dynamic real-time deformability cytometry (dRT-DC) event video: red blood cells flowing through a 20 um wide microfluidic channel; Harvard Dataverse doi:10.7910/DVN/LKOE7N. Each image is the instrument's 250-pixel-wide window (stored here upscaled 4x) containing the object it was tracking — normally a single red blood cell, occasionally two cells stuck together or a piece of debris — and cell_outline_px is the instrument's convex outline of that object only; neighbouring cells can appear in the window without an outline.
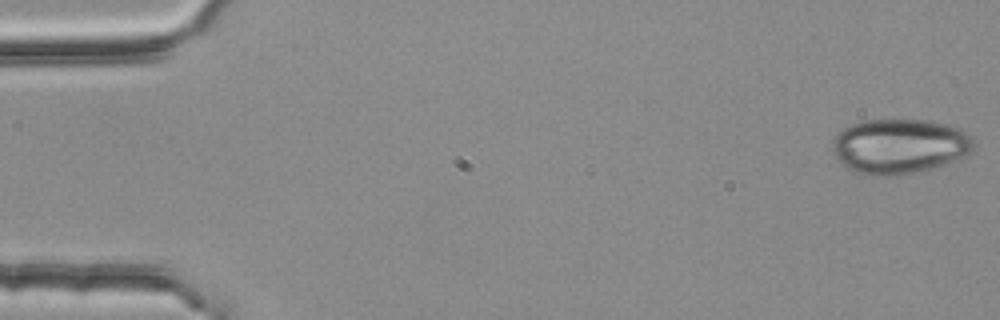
{"species": "common noctule bat (a hibernating species)", "species_latin": "Nyctalus noctula", "temperature_condition": "room temperature", "stored_images_in_passage": 54, "camera_frame_rate_fps": 3000, "um_per_image_px": 0.085, "animal": {"sex": "female", "body_mass_g": 25.1}, "frame": {"image": 1, "passage_image": 1, "time_ms": 0.0, "image_size_px": [1000, 320], "cell_outline_px": [[976, 148], [944, 164], [900, 176], [868, 176], [852, 172], [836, 156], [832, 148], [832, 140], [844, 128], [852, 124], [864, 120], [932, 120], [948, 124], [964, 132], [976, 144]], "centroid_in_image_um": [76.41, 12.43], "position_along_channel_um": 8.6, "area_um2": 44.97}}
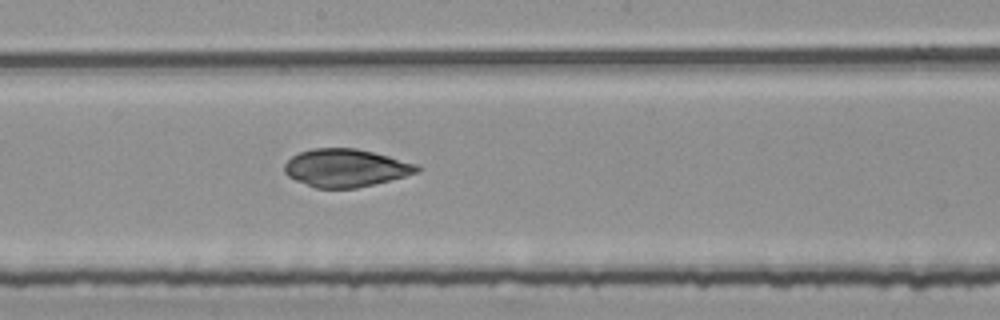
{"frame": {"image": 2, "passage_image": 29, "time_ms": 9.333, "image_size_px": [1000, 320], "cell_outline_px": [[420, 172], [356, 188], [316, 188], [296, 180], [288, 176], [284, 172], [284, 164], [292, 156], [300, 152], [312, 148], [356, 148], [388, 156], [416, 164], [420, 168]], "centroid_in_image_um": [29.35, 14.27], "position_along_channel_um": 218.8, "area_um2": 28.96}}
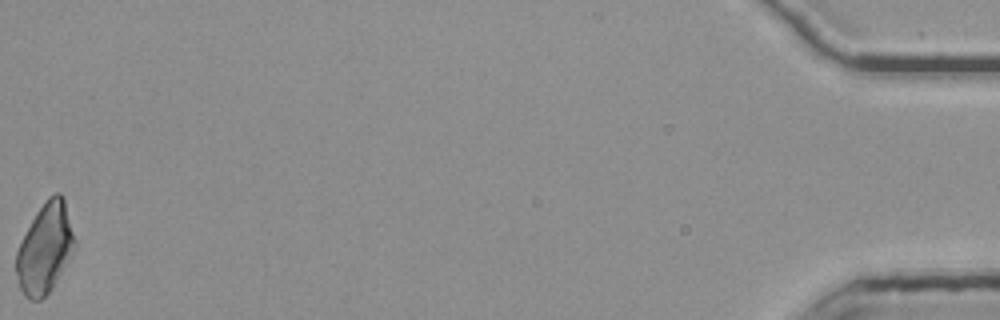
{"frame": {"image": 3, "passage_image": 54, "time_ms": 17.667, "image_size_px": [1000, 320], "cell_outline_px": [[72, 244], [64, 264], [52, 288], [40, 300], [28, 300], [24, 296], [20, 288], [16, 272], [16, 252], [36, 212], [44, 200], [48, 196], [56, 192], [60, 192], [64, 196], [72, 232]], "centroid_in_image_um": [3.76, 21.09], "position_along_channel_um": 431.4, "area_um2": 29.36}, "authors_computed_cell_mechanics": {"area_um2": 29.9404, "velocity_mm_per_s": 3.7948, "shape_relaxation_time_tau1_ms": null, "shape_relaxation_time_tau2_ms": 2.6147, "deformation_change_tau1": null, "deformation_change_tau2": 0.051}}